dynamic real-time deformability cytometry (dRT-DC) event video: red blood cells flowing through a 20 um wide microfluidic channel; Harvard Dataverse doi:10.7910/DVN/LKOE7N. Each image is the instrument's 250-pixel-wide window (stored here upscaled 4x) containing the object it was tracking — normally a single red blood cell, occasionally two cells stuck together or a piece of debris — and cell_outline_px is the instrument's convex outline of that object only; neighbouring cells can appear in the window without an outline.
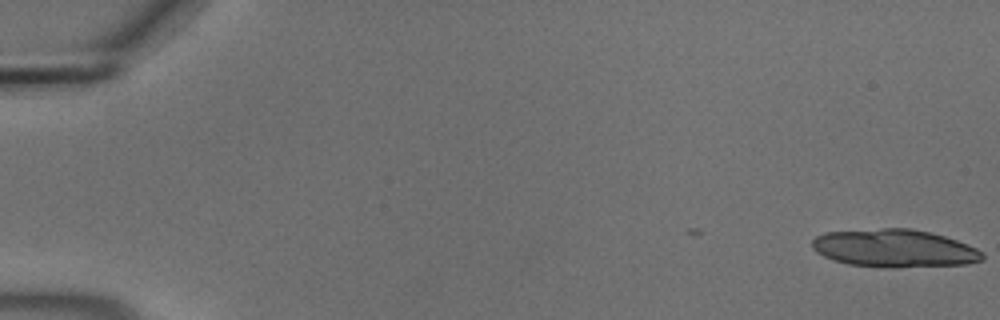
{"species": "common noctule bat (a hibernating species)", "species_latin": "Nyctalus noctula", "temperature_condition": "cold", "stored_images_in_passage": 17, "camera_frame_rate_fps": 3000, "um_per_image_px": 0.085, "animal": {"sex": "male", "body_mass_g": 18.8}, "frame": {"image": 1, "passage_image": 1, "time_ms": 0.0, "image_size_px": [1000, 320], "cell_outline_px": [[984, 260], [968, 264], [892, 268], [880, 268], [848, 264], [824, 256], [816, 252], [812, 248], [812, 240], [816, 236], [824, 232], [880, 228], [912, 228], [944, 236], [968, 244], [984, 252]], "centroid_in_image_um": [76.04, 21.11], "position_along_channel_um": 9.0, "area_um2": 37.97}}